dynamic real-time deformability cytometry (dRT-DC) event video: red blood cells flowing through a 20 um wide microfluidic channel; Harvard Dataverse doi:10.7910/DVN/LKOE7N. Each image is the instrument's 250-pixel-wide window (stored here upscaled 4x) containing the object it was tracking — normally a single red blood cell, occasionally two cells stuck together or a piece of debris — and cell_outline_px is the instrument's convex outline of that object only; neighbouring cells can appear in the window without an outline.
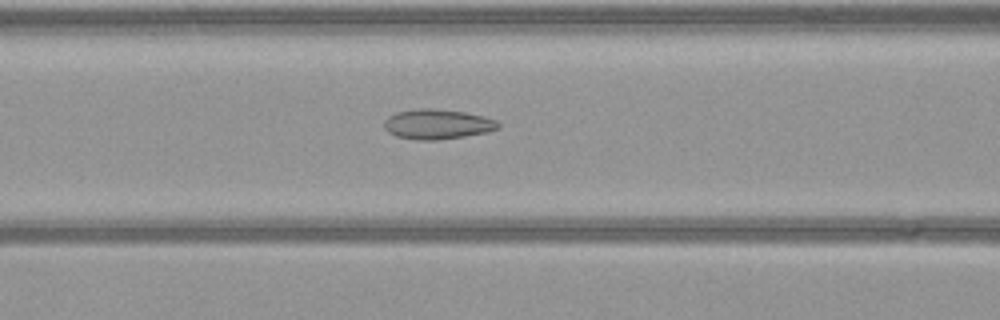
{"species": "common noctule bat (a hibernating species)", "species_latin": "Nyctalus noctula", "temperature_condition": "warm", "stored_images_in_passage": 37, "camera_frame_rate_fps": 3000, "um_per_image_px": 0.085, "animal": {"sex": "female", "body_mass_g": 21.9}, "frame": {"image": 1, "passage_image": 16, "time_ms": 5.0, "image_size_px": [1000, 320], "cell_outline_px": [[500, 128], [488, 132], [464, 136], [436, 140], [416, 140], [396, 136], [388, 132], [384, 128], [384, 120], [388, 116], [396, 112], [416, 108], [432, 108], [464, 112], [484, 116], [496, 120], [500, 124]], "centroid_in_image_um": [37.16, 10.55], "position_along_channel_um": 129.4, "area_um2": 20.06}}
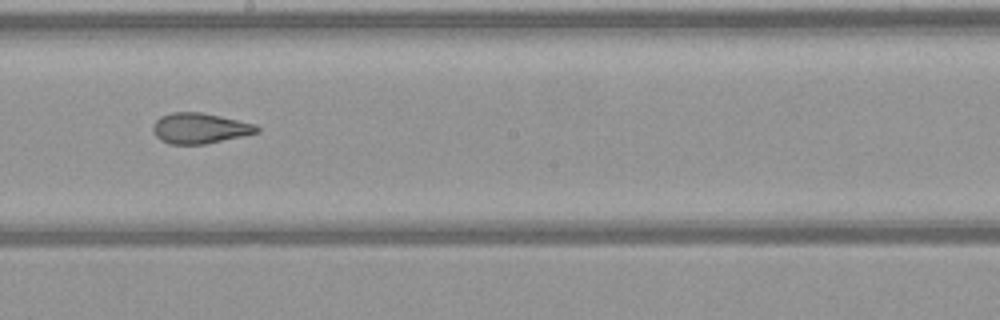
{"frame": {"image": 2, "passage_image": 24, "time_ms": 7.667, "image_size_px": [1000, 320], "cell_outline_px": [[260, 132], [244, 136], [204, 144], [168, 144], [160, 140], [152, 132], [152, 124], [160, 116], [172, 112], [200, 112], [220, 116], [256, 124], [260, 128]], "centroid_in_image_um": [16.97, 10.9], "position_along_channel_um": 231.2, "area_um2": 18.67}}
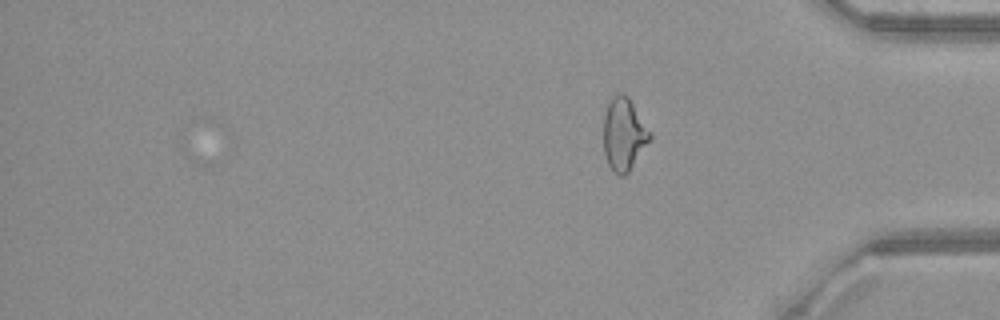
{"frame": {"image": 3, "passage_image": 37, "time_ms": 12.0, "image_size_px": [1000, 320], "cell_outline_px": [[652, 140], [628, 172], [624, 176], [620, 176], [612, 172], [608, 164], [604, 152], [604, 116], [608, 104], [612, 96], [616, 92], [620, 92], [628, 96], [652, 132]], "centroid_in_image_um": [53.05, 11.41], "position_along_channel_um": 382.1, "area_um2": 20.0}}